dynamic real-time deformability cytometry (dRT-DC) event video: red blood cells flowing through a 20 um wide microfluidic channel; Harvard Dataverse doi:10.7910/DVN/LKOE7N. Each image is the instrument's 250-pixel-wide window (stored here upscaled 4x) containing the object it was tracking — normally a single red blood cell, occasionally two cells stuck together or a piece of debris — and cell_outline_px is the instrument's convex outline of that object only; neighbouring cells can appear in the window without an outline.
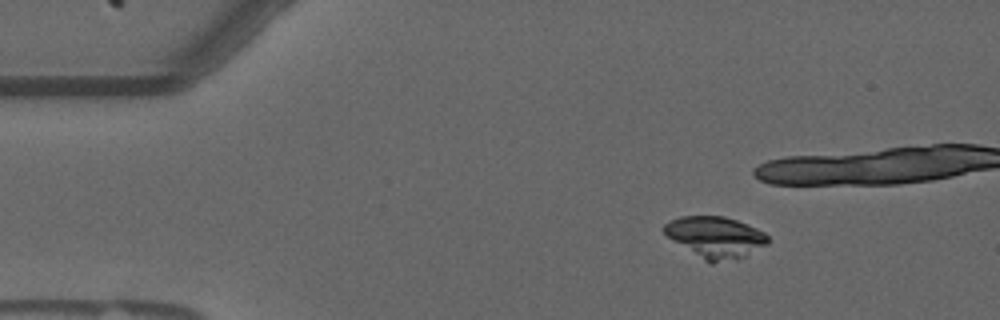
{"species": "common noctule bat (a hibernating species)", "species_latin": "Nyctalus noctula", "temperature_condition": "warm", "stored_images_in_passage": 36, "camera_frame_rate_fps": 3000, "um_per_image_px": 0.085, "animal": {"sex": "male", "forearm_length_mm": 52.5}, "frame": {"image": 1, "passage_image": 1, "time_ms": 0.0, "image_size_px": [1000, 320], "cell_outline_px": [[768, 244], [736, 260], [712, 264], [704, 260], [672, 240], [664, 232], [664, 224], [680, 216], [724, 216], [736, 220], [756, 228], [764, 232], [768, 236]], "centroid_in_image_um": [60.82, 20.17], "position_along_channel_um": 24.2, "area_um2": 24.85}}
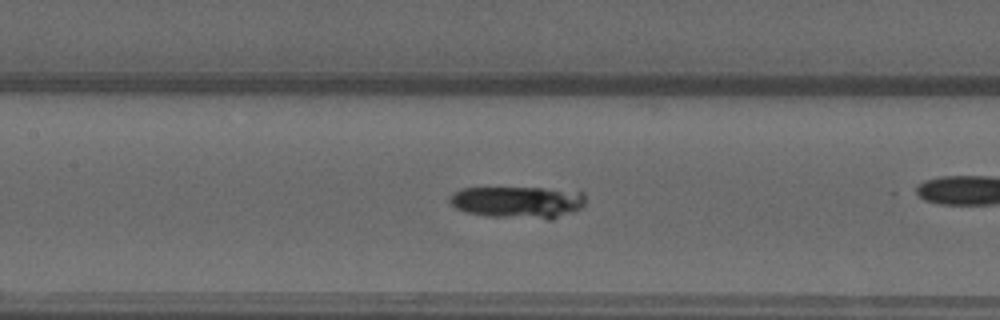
{"frame": {"image": 2, "passage_image": 18, "time_ms": 5.667, "image_size_px": [1000, 320], "cell_outline_px": [[584, 204], [580, 208], [572, 212], [552, 220], [548, 220], [488, 216], [464, 212], [456, 208], [448, 200], [452, 192], [460, 188], [580, 188], [584, 192]], "centroid_in_image_um": [44.09, 17.17], "position_along_channel_um": 163.3, "area_um2": 26.07}}
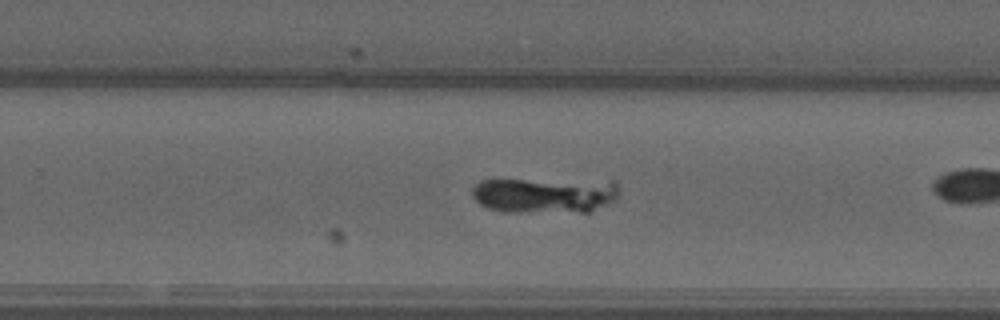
{"frame": {"image": 3, "passage_image": 28, "time_ms": 9.0, "image_size_px": [1000, 320], "cell_outline_px": [[620, 192], [612, 200], [588, 212], [504, 212], [488, 208], [480, 204], [472, 196], [472, 188], [480, 180], [616, 180]], "centroid_in_image_um": [46.3, 16.58], "position_along_channel_um": 283.5, "area_um2": 30.58}}